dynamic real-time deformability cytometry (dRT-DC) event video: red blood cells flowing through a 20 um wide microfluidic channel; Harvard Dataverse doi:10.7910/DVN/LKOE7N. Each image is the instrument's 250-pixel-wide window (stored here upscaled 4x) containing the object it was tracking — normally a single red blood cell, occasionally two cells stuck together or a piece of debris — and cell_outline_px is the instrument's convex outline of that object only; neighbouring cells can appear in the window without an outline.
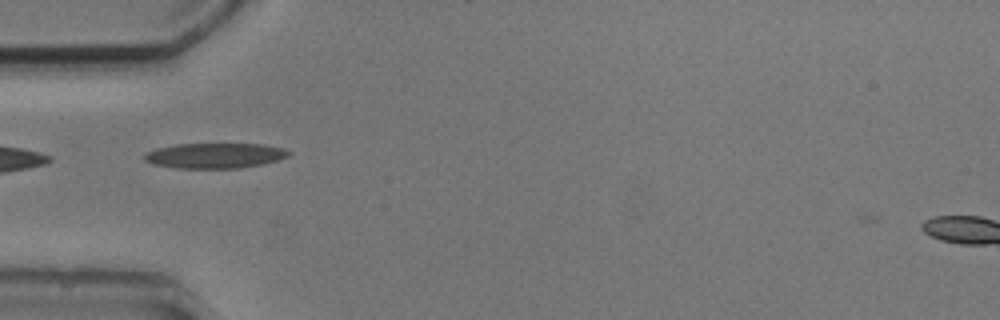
{"species": "common noctule bat (a hibernating species)", "species_latin": "Nyctalus noctula", "temperature_condition": "cold", "stored_images_in_passage": 9, "camera_frame_rate_fps": 3000, "um_per_image_px": 0.085, "animal": {"sex": "male", "body_mass_g": 20.5, "forearm_length_mm": 52.5}, "frame": {"image": 1, "passage_image": 3, "time_ms": 2.667, "image_size_px": [1000, 320], "cell_outline_px": [[292, 152], [288, 156], [264, 164], [240, 168], [176, 168], [152, 164], [144, 160], [144, 152], [156, 148], [176, 144], [264, 144], [284, 148]], "centroid_in_image_um": [18.25, 13.22], "position_along_channel_um": 66.8, "area_um2": 21.39}}